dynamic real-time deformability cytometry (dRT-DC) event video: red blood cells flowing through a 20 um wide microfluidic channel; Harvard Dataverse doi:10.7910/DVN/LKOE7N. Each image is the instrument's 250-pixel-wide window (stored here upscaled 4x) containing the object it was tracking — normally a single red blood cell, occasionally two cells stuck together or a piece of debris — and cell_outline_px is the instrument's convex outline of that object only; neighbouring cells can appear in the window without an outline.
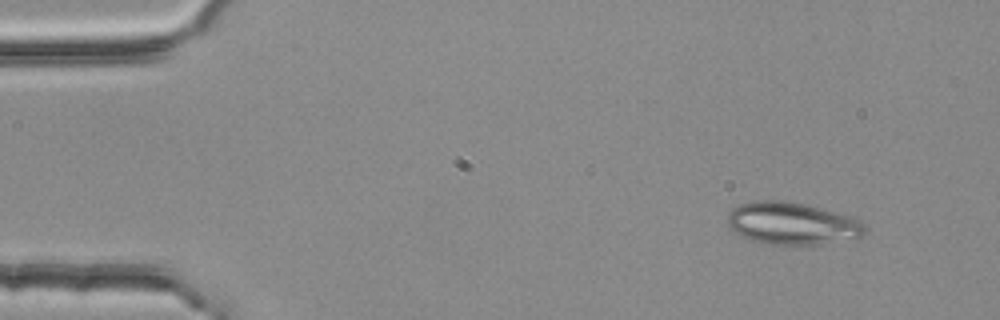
{"species": "common noctule bat (a hibernating species)", "species_latin": "Nyctalus noctula", "temperature_condition": "room temperature", "stored_images_in_passage": 3, "camera_frame_rate_fps": 3000, "um_per_image_px": 0.085, "animal": {"sex": "female", "body_mass_g": 25.1}, "frame": {"image": 1, "passage_image": 1, "time_ms": 0.0, "image_size_px": [1000, 320], "cell_outline_px": [[864, 232], [856, 240], [816, 244], [768, 244], [752, 240], [740, 236], [728, 224], [728, 212], [732, 208], [740, 204], [756, 200], [780, 200], [804, 204], [848, 216], [860, 220], [864, 224]], "centroid_in_image_um": [67.32, 19.0], "position_along_channel_um": 17.7, "area_um2": 33.64}}